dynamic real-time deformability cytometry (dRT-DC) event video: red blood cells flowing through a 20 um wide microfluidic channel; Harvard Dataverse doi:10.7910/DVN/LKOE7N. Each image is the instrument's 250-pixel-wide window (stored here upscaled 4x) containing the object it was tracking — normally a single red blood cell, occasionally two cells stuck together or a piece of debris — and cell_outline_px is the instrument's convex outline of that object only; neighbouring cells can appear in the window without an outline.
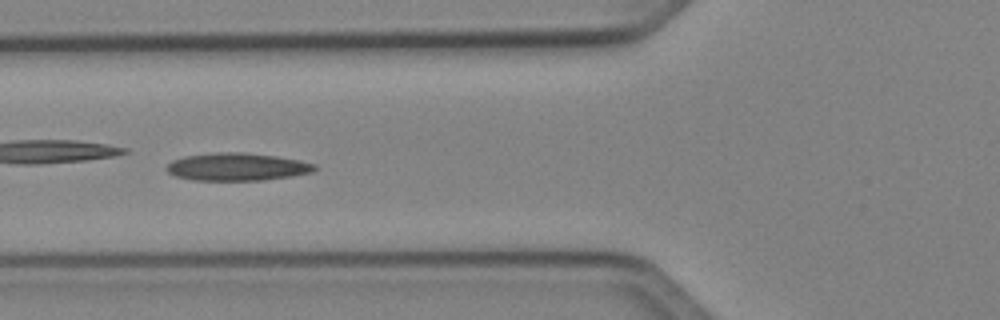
{"species": "Egyptian fruit bat (a non-hibernating species)", "species_latin": "Rousettus aegyptiacus", "temperature_condition": "cold", "stored_images_in_passage": 8, "camera_frame_rate_fps": 3000, "um_per_image_px": 0.085, "animal": {"sex": "female"}, "frame": {"image": 1, "passage_image": 5, "time_ms": 5.0, "image_size_px": [1000, 320], "cell_outline_px": [[316, 168], [312, 172], [292, 176], [264, 180], [192, 180], [176, 176], [168, 172], [168, 164], [172, 160], [184, 156], [216, 152], [244, 152], [276, 156], [300, 160], [316, 164]], "centroid_in_image_um": [20.17, 14.17], "position_along_channel_um": 105.6, "area_um2": 23.87}}
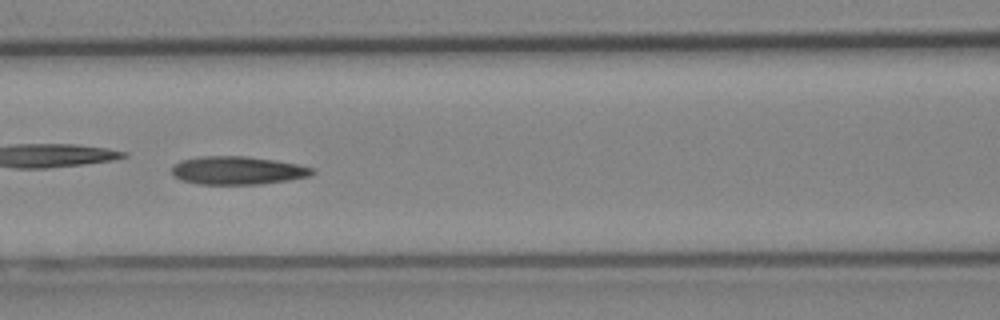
{"frame": {"image": 2, "passage_image": 6, "time_ms": 6.0, "image_size_px": [1000, 320], "cell_outline_px": [[316, 172], [312, 176], [288, 180], [260, 184], [196, 184], [180, 180], [172, 176], [172, 164], [180, 160], [200, 156], [248, 156], [276, 160], [316, 168]], "centroid_in_image_um": [20.18, 14.48], "position_along_channel_um": 146.4, "area_um2": 23.47}}
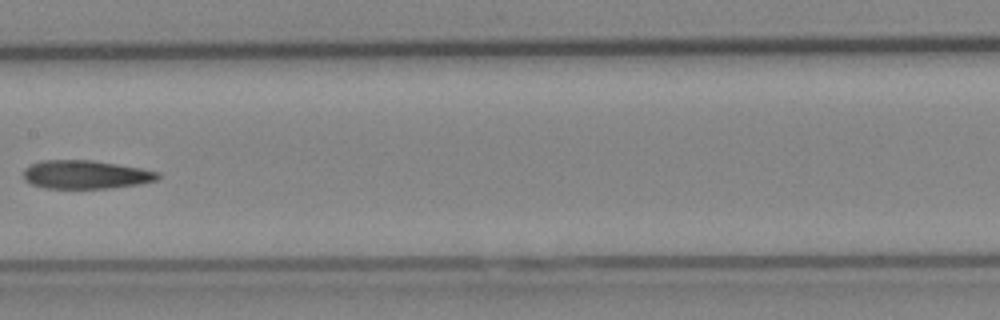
{"frame": {"image": 3, "passage_image": 7, "time_ms": 7.333, "image_size_px": [1000, 320], "cell_outline_px": [[160, 176], [156, 180], [140, 184], [112, 188], [44, 188], [32, 184], [24, 180], [24, 168], [28, 164], [44, 160], [92, 160], [140, 168], [160, 172]], "centroid_in_image_um": [7.26, 14.84], "position_along_channel_um": 200.1, "area_um2": 22.37}}